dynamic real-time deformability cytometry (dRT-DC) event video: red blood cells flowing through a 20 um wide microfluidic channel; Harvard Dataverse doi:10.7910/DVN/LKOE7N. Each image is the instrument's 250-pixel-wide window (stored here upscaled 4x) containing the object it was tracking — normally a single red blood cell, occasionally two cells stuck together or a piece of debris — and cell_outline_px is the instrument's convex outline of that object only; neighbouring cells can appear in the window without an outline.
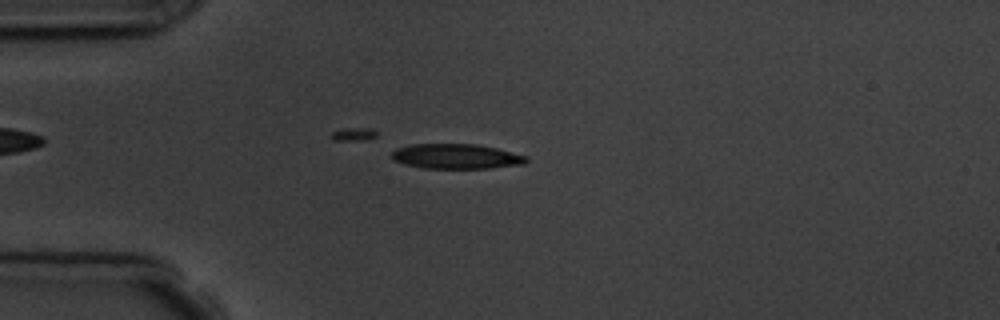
{"species": "common noctule bat (a hibernating species)", "species_latin": "Nyctalus noctula", "temperature_condition": "room temperature", "stored_images_in_passage": 6, "camera_frame_rate_fps": 3000, "um_per_image_px": 0.085, "animal": {"sex": "male", "body_mass_g": 19.5, "forearm_length_mm": 54.6}, "frame": {"image": 1, "passage_image": 4, "time_ms": 3.333, "image_size_px": [1000, 320], "cell_outline_px": [[528, 160], [524, 164], [492, 168], [424, 168], [404, 164], [392, 160], [392, 152], [396, 148], [408, 144], [476, 144], [496, 148], [528, 156]], "centroid_in_image_um": [38.77, 13.29], "position_along_channel_um": 46.2, "area_um2": 19.65}}